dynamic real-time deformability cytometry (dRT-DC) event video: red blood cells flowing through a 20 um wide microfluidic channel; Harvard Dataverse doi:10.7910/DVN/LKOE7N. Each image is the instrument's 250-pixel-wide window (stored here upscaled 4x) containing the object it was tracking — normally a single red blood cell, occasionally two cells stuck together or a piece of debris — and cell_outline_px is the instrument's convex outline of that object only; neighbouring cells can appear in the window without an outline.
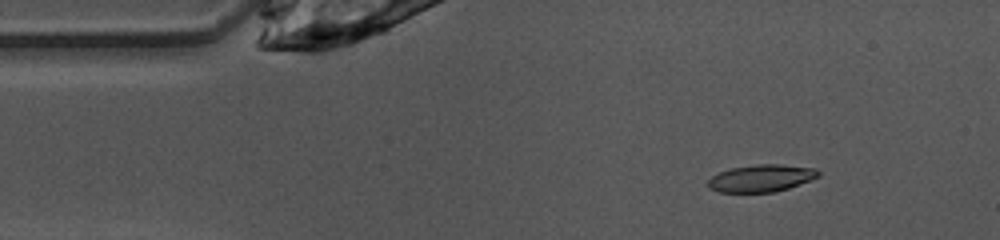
{"species": "common noctule bat (a hibernating species)", "species_latin": "Nyctalus noctula", "temperature_condition": "warm", "stored_images_in_passage": 43, "camera_frame_rate_fps": 3000, "um_per_image_px": 0.085, "animal": {"sex": "female", "body_mass_g": 10.0, "forearm_length_mm": 53.1}, "frame": {"image": 1, "passage_image": 1, "time_ms": 0.0, "image_size_px": [1000, 240], "cell_outline_px": [[820, 176], [788, 188], [772, 192], [720, 192], [708, 188], [708, 180], [712, 176], [720, 172], [732, 168], [756, 164], [780, 164], [816, 168], [820, 172]], "centroid_in_image_um": [64.71, 15.14], "position_along_channel_um": 20.3, "area_um2": 17.4}}
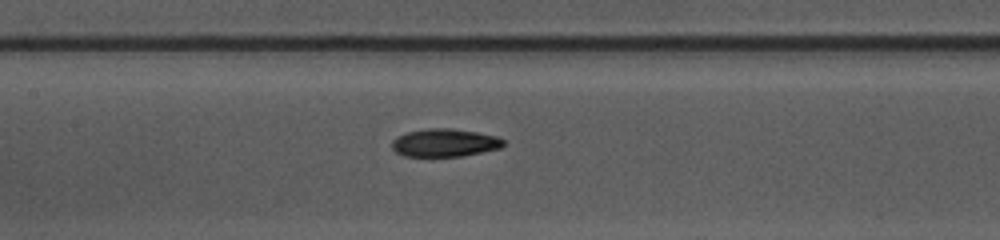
{"frame": {"image": 2, "passage_image": 16, "time_ms": 5.0, "image_size_px": [1000, 240], "cell_outline_px": [[504, 144], [500, 148], [460, 156], [404, 156], [396, 152], [392, 148], [392, 140], [396, 136], [408, 132], [428, 128], [448, 128], [476, 132], [496, 136], [504, 140]], "centroid_in_image_um": [37.76, 12.13], "position_along_channel_um": 169.6, "area_um2": 17.98}}
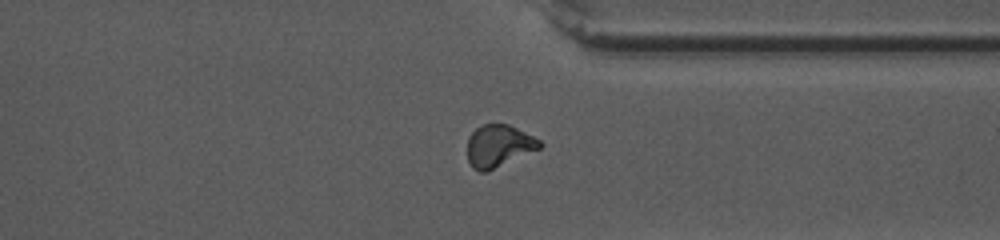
{"frame": {"image": 3, "passage_image": 31, "time_ms": 10.0, "image_size_px": [1000, 240], "cell_outline_px": [[544, 144], [540, 148], [484, 172], [480, 172], [472, 168], [468, 160], [468, 136], [480, 124], [508, 124], [540, 140]], "centroid_in_image_um": [42.36, 12.38], "position_along_channel_um": 369.0, "area_um2": 17.51}, "authors_computed_cell_mechanics": {"area_um2": 17.8602, "velocity_mm_per_s": 4.0438, "shape_relaxation_time_tau1_ms": 4.7467, "shape_relaxation_time_tau2_ms": 4.4373, "deformation_change_tau1": 0.1685, "deformation_change_tau2": 0.1169}}